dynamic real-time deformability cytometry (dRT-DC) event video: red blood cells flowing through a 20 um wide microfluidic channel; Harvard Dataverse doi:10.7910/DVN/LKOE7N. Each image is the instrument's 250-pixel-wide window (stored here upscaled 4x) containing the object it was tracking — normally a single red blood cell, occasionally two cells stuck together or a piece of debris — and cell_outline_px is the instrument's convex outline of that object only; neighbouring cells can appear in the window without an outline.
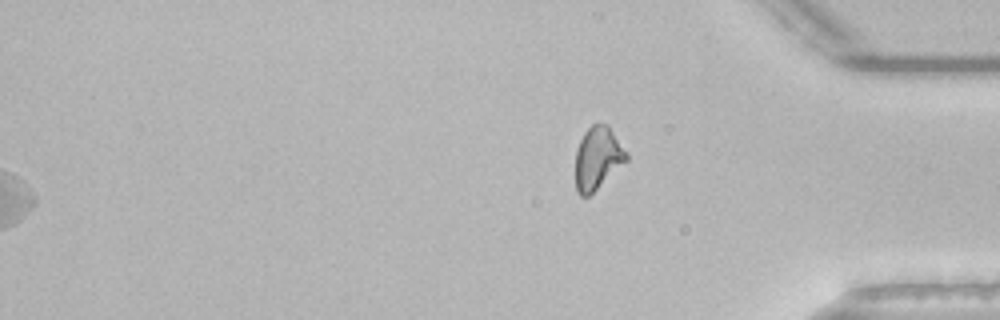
{"species": "common noctule bat (a hibernating species)", "species_latin": "Nyctalus noctula", "temperature_condition": "room temperature", "stored_images_in_passage": 55, "segment_of_instrument_passage": [2, 2], "camera_frame_rate_fps": 3000, "um_per_image_px": 0.085, "animal": {"sex": "male", "body_mass_g": 21.5, "forearm_length_mm": 52.0}, "frame": {"image": 1, "passage_image": 55, "time_ms": 18.0, "image_size_px": [1000, 320], "cell_outline_px": [[628, 160], [588, 196], [580, 196], [576, 192], [576, 148], [584, 132], [592, 124], [608, 124], [628, 152]], "centroid_in_image_um": [50.81, 13.42], "position_along_channel_um": 384.4, "area_um2": 18.61}}